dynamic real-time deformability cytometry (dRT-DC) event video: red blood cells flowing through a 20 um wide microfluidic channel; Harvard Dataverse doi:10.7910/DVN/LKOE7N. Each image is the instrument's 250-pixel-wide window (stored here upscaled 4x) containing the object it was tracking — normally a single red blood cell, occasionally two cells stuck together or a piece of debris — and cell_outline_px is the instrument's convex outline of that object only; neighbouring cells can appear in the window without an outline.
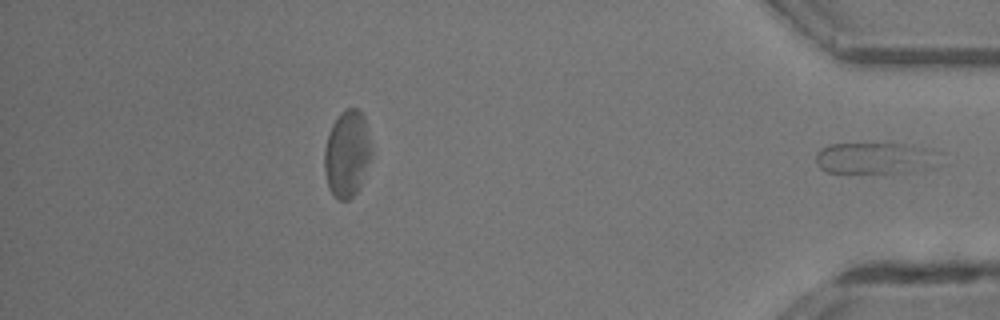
{"species": "common noctule bat (a hibernating species)", "species_latin": "Nyctalus noctula", "temperature_condition": "room temperature", "stored_images_in_passage": 32, "segment_of_instrument_passage": [2, 2], "camera_frame_rate_fps": 3000, "um_per_image_px": 0.085, "animal": {"sex": "male", "body_mass_g": 13.3}, "frame": {"image": 1, "passage_image": 32, "time_ms": 10.333, "image_size_px": [1000, 320], "cell_outline_px": [[924, 152], [916, 168], [912, 172], [828, 172], [820, 168], [816, 164], [816, 152], [820, 148], [828, 144], [900, 144], [924, 148]], "centroid_in_image_um": [73.85, 13.42], "position_along_channel_um": 361.4, "area_um2": 20.17}}